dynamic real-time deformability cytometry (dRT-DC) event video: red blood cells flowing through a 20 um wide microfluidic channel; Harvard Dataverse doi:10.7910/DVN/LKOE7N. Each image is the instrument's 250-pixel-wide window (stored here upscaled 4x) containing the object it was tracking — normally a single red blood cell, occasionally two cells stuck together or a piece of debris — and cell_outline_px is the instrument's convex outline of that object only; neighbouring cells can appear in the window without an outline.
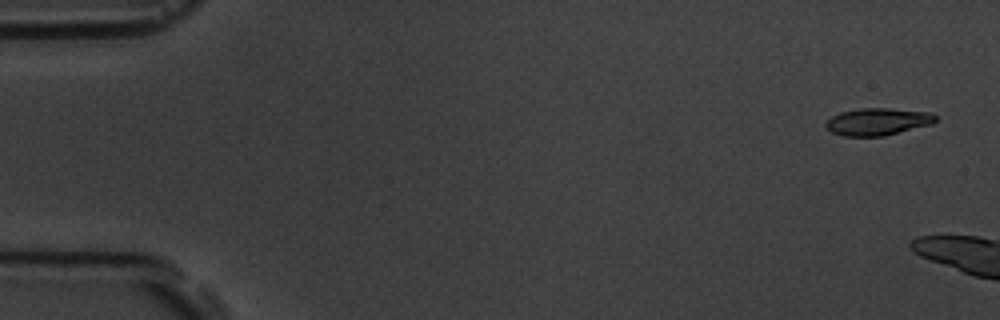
{"species": "common noctule bat (a hibernating species)", "species_latin": "Nyctalus noctula", "temperature_condition": "room temperature", "stored_images_in_passage": 3, "camera_frame_rate_fps": 3000, "um_per_image_px": 0.085, "animal": {"sex": "male", "body_mass_g": 19.5, "forearm_length_mm": 54.6}, "frame": {"image": 1, "passage_image": 1, "time_ms": 0.0, "image_size_px": [1000, 320], "cell_outline_px": [[936, 120], [932, 124], [884, 136], [844, 136], [832, 132], [824, 124], [832, 116], [840, 112], [860, 108], [888, 108], [932, 112], [936, 116]], "centroid_in_image_um": [74.62, 10.33], "position_along_channel_um": 10.4, "area_um2": 17.4}}